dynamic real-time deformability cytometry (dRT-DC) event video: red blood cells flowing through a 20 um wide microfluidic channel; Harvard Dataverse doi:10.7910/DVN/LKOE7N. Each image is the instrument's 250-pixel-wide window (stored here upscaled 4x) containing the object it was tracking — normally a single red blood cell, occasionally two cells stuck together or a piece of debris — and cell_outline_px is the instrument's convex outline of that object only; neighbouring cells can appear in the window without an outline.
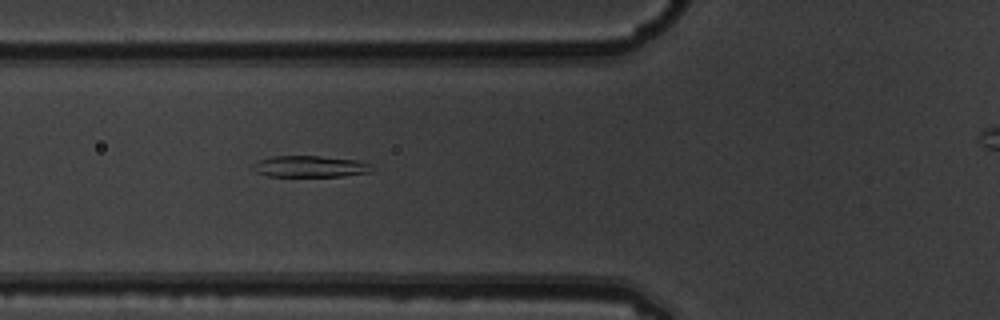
{"species": "common noctule bat (a hibernating species)", "species_latin": "Nyctalus noctula", "temperature_condition": "warm", "stored_images_in_passage": 5, "segment_of_instrument_passage": [1, 2], "camera_frame_rate_fps": 3000, "um_per_image_px": 0.085, "animal": {"sex": "male", "body_mass_g": 19.5, "forearm_length_mm": 54.6}, "frame": {"image": 1, "passage_image": 4, "time_ms": 1.0, "image_size_px": [1000, 320], "cell_outline_px": [[372, 172], [340, 176], [268, 176], [256, 172], [252, 164], [260, 160], [272, 156], [320, 156], [356, 160], [368, 164]], "centroid_in_image_um": [26.31, 14.15], "position_along_channel_um": 99.5, "area_um2": 14.57}}